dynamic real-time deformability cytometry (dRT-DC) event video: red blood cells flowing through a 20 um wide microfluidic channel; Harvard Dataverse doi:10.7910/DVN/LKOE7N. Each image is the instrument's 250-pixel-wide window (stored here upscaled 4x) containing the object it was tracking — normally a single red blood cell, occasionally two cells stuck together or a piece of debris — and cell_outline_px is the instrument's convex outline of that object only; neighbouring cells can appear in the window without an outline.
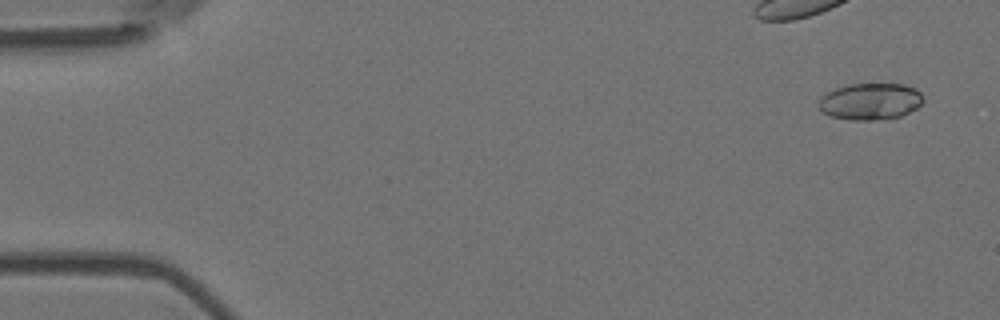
{"species": "Egyptian fruit bat (a non-hibernating species)", "species_latin": "Rousettus aegyptiacus", "temperature_condition": "room temperature", "stored_images_in_passage": 6, "camera_frame_rate_fps": 3000, "um_per_image_px": 0.085, "animal": {"sex": "female"}, "frame": {"image": 1, "passage_image": 1, "time_ms": 0.0, "image_size_px": [1000, 320], "cell_outline_px": [[924, 100], [916, 108], [900, 116], [872, 120], [852, 120], [832, 116], [824, 112], [816, 104], [820, 96], [836, 88], [848, 84], [904, 84], [916, 88], [924, 96]], "centroid_in_image_um": [73.97, 8.6], "position_along_channel_um": 11.0, "area_um2": 22.31}}
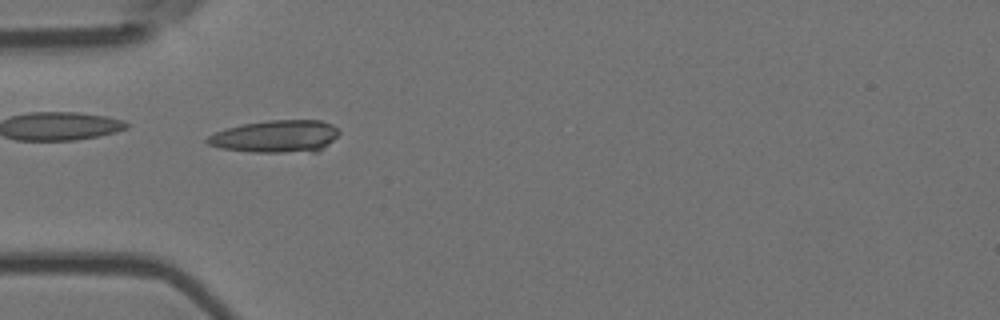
{"frame": {"image": 2, "passage_image": 5, "time_ms": 1.333, "image_size_px": [1000, 320], "cell_outline_px": [[340, 132], [320, 152], [252, 152], [220, 148], [208, 144], [204, 140], [208, 136], [216, 132], [228, 128], [244, 124], [268, 120], [320, 120], [332, 124]], "centroid_in_image_um": [23.46, 11.6], "position_along_channel_um": 61.5, "area_um2": 24.85}}